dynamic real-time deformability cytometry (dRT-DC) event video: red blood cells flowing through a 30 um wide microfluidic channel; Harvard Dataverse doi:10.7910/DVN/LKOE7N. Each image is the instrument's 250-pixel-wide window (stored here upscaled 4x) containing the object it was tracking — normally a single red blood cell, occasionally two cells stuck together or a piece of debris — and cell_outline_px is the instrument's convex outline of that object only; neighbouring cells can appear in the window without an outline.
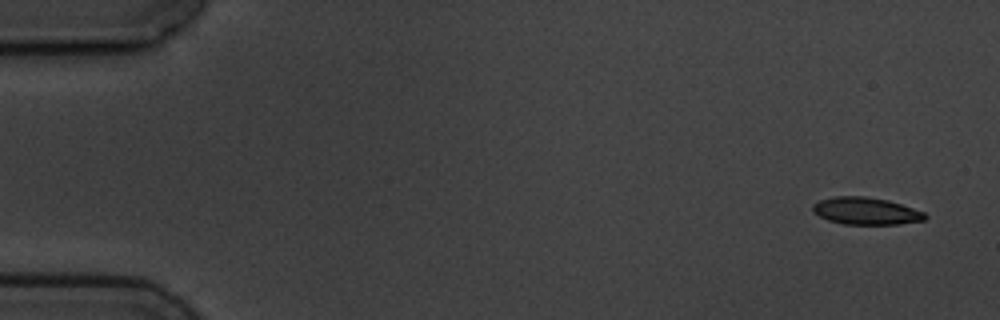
{"species": "common noctule bat (a hibernating species)", "species_latin": "Nyctalus noctula", "temperature_condition": "cold", "stored_images_in_passage": 5, "camera_frame_rate_fps": 3000, "um_per_image_px": 0.085, "animal": {"sex": "male", "body_mass_g": 19.5, "forearm_length_mm": 54.6}, "frame": {"image": 1, "passage_image": 1, "time_ms": 0.0, "image_size_px": [1000, 320], "cell_outline_px": [[928, 216], [924, 220], [900, 224], [844, 224], [828, 220], [812, 212], [812, 204], [820, 200], [832, 196], [868, 196], [888, 200], [924, 212]], "centroid_in_image_um": [73.58, 17.93], "position_along_channel_um": 11.4, "area_um2": 17.86}}
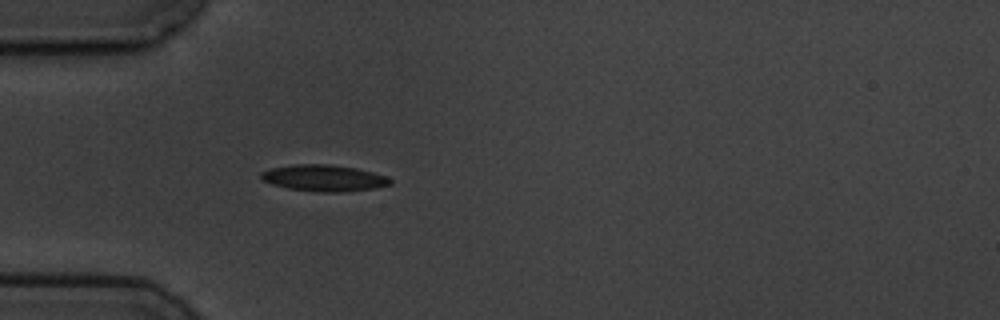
{"frame": {"image": 2, "passage_image": 5, "time_ms": 4.667, "image_size_px": [1000, 320], "cell_outline_px": [[392, 184], [376, 188], [340, 192], [320, 192], [288, 188], [272, 184], [264, 180], [260, 176], [260, 172], [272, 168], [292, 164], [328, 164], [356, 168], [388, 176], [392, 180]], "centroid_in_image_um": [27.56, 15.13], "position_along_channel_um": 57.4, "area_um2": 19.88}}